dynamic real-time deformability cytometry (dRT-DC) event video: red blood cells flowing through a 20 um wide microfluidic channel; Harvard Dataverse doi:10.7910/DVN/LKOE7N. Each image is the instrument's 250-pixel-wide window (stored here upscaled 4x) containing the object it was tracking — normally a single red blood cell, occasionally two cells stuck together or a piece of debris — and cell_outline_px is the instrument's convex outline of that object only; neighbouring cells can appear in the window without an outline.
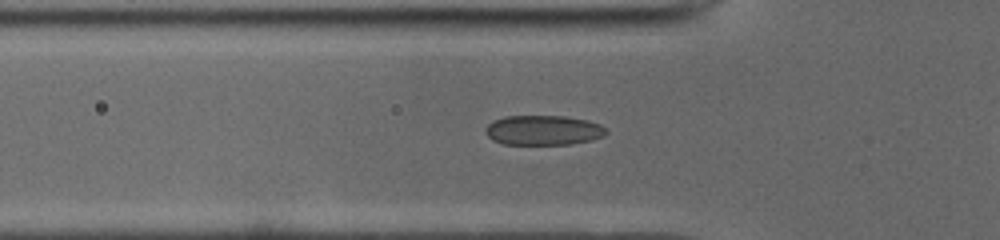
{"species": "common noctule bat (a hibernating species)", "species_latin": "Nyctalus noctula", "temperature_condition": "cold", "stored_images_in_passage": 31, "camera_frame_rate_fps": 3000, "um_per_image_px": 0.085, "animal": {"sex": "male", "body_mass_g": 19.0, "forearm_length_mm": 50.8}, "frame": {"image": 1, "passage_image": 3, "time_ms": 0.667, "image_size_px": [1000, 240], "cell_outline_px": [[608, 132], [604, 136], [592, 140], [572, 144], [504, 144], [492, 140], [484, 132], [484, 128], [492, 120], [504, 116], [564, 116], [588, 120], [600, 124]], "centroid_in_image_um": [46.16, 11.06], "position_along_channel_um": 79.6, "area_um2": 21.15}}
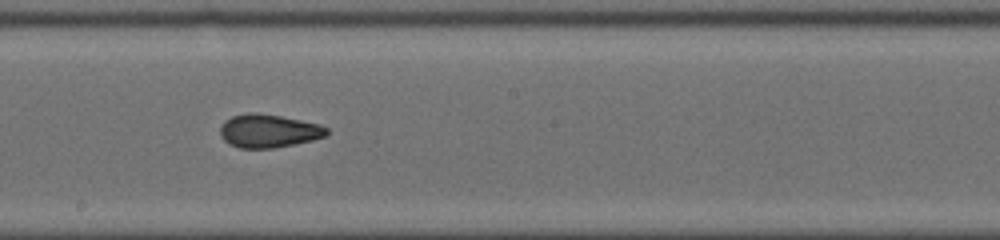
{"frame": {"image": 2, "passage_image": 14, "time_ms": 4.333, "image_size_px": [1000, 240], "cell_outline_px": [[328, 132], [324, 136], [312, 140], [272, 148], [240, 148], [224, 140], [220, 136], [220, 128], [224, 120], [232, 116], [248, 112], [256, 112], [280, 116], [320, 124], [328, 128]], "centroid_in_image_um": [22.8, 11.11], "position_along_channel_um": 225.4, "area_um2": 20.52}}
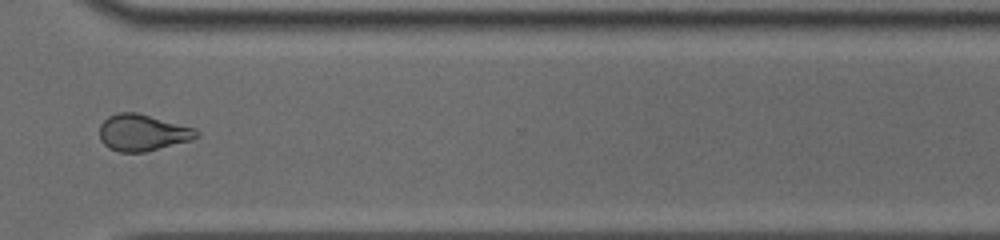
{"frame": {"image": 3, "passage_image": 24, "time_ms": 7.667, "image_size_px": [1000, 240], "cell_outline_px": [[200, 136], [192, 140], [144, 152], [120, 152], [108, 148], [100, 140], [100, 124], [108, 116], [116, 112], [136, 112], [196, 128], [200, 132]], "centroid_in_image_um": [12.13, 11.27], "position_along_channel_um": 358.5, "area_um2": 20.81}, "authors_computed_cell_mechanics": {"area_um2": 20.5768, "velocity_mm_per_s": 3.9797, "shape_relaxation_time_tau1_ms": null, "shape_relaxation_time_tau2_ms": 1.7263, "deformation_change_tau1": null, "deformation_change_tau2": 0.0714}}